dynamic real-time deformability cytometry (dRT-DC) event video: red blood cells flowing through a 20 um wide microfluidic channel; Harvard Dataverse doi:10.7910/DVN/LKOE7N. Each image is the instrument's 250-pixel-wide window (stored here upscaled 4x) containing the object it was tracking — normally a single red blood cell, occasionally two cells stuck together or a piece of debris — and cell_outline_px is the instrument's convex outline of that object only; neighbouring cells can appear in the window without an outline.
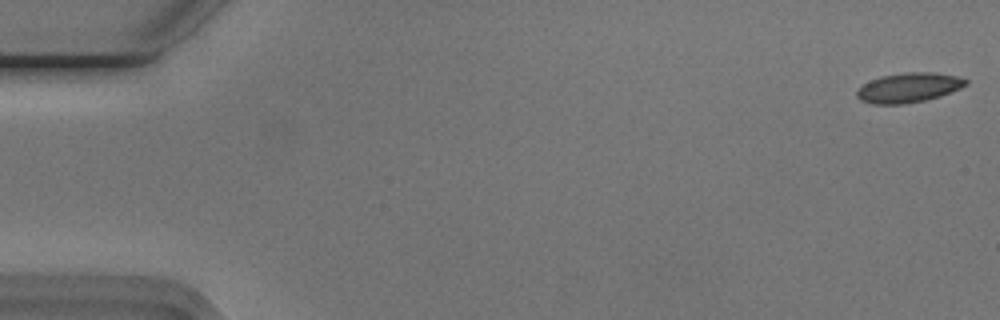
{"species": "Egyptian fruit bat (a non-hibernating species)", "species_latin": "Rousettus aegyptiacus", "temperature_condition": "cold", "stored_images_in_passage": 55, "camera_frame_rate_fps": 3000, "um_per_image_px": 0.085, "animal": {"sex": "male"}, "frame": {"image": 1, "passage_image": 1, "time_ms": 0.0, "image_size_px": [1000, 320], "cell_outline_px": [[968, 84], [960, 88], [940, 96], [924, 100], [904, 104], [872, 104], [860, 100], [856, 96], [856, 92], [864, 84], [880, 76], [904, 72], [936, 72], [956, 76], [968, 80]], "centroid_in_image_um": [77.24, 7.44], "position_along_channel_um": 7.8, "area_um2": 18.79}}
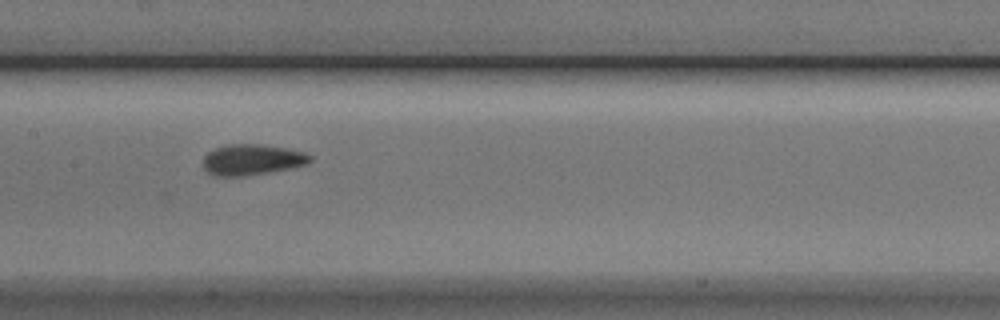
{"frame": {"image": 2, "passage_image": 27, "time_ms": 8.667, "image_size_px": [1000, 320], "cell_outline_px": [[312, 160], [308, 164], [292, 168], [244, 176], [216, 176], [208, 172], [204, 168], [204, 156], [208, 152], [216, 148], [228, 144], [260, 144], [308, 152], [312, 156]], "centroid_in_image_um": [21.47, 13.57], "position_along_channel_um": 185.9, "area_um2": 19.25}}
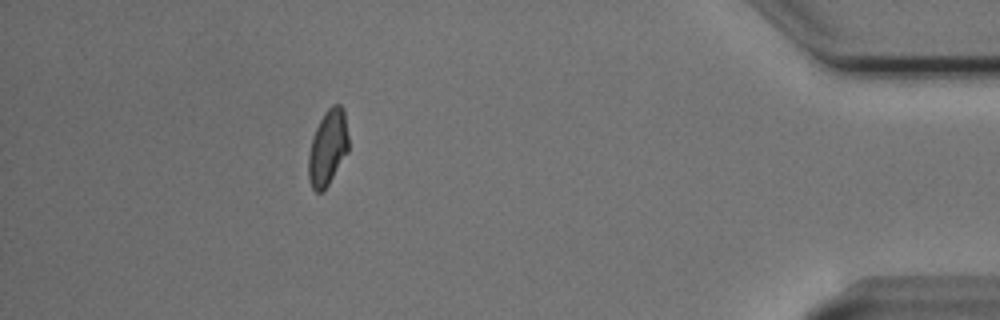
{"frame": {"image": 3, "passage_image": 49, "time_ms": 16.0, "image_size_px": [1000, 320], "cell_outline_px": [[348, 152], [328, 184], [320, 192], [316, 192], [312, 188], [308, 176], [308, 156], [312, 136], [324, 112], [332, 104], [340, 104], [344, 108], [348, 136]], "centroid_in_image_um": [27.86, 12.51], "position_along_channel_um": 407.3, "area_um2": 17.63}, "authors_computed_cell_mechanics": {"area_um2": 18.6116, "velocity_mm_per_s": 3.7356, "shape_relaxation_time_tau1_ms": 2.3208, "shape_relaxation_time_tau2_ms": 1.2579, "deformation_change_tau1": 0.1113, "deformation_change_tau2": 0.0757}}